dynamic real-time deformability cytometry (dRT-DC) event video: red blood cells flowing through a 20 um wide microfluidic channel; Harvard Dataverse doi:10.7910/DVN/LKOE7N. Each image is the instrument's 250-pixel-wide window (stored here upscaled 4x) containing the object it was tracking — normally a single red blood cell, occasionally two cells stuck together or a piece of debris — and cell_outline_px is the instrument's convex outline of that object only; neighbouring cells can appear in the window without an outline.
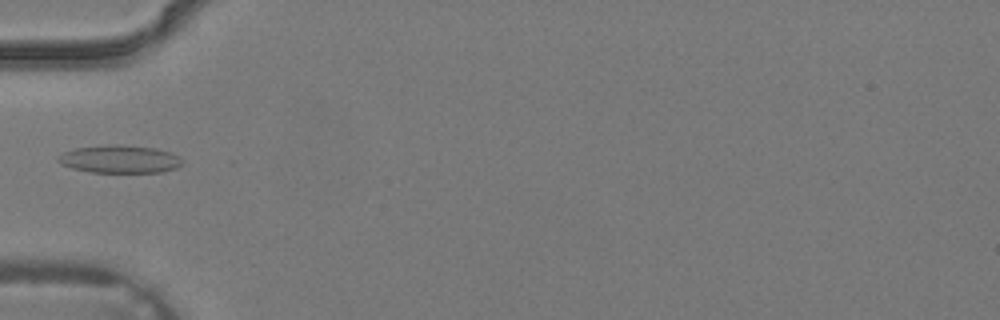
{"species": "common noctule bat (a hibernating species)", "species_latin": "Nyctalus noctula", "temperature_condition": "warm", "stored_images_in_passage": 4, "camera_frame_rate_fps": 3000, "um_per_image_px": 0.085, "animal": {"sex": "male", "body_mass_g": 19.2, "forearm_length_mm": 51.8}, "frame": {"image": 1, "passage_image": 4, "time_ms": 1.0, "image_size_px": [1000, 320], "cell_outline_px": [[184, 164], [176, 168], [164, 172], [92, 172], [72, 168], [60, 164], [56, 160], [64, 152], [76, 148], [108, 144], [116, 144], [156, 148], [172, 152], [180, 156], [184, 160]], "centroid_in_image_um": [10.24, 13.52], "position_along_channel_um": 74.8, "area_um2": 20.35}}